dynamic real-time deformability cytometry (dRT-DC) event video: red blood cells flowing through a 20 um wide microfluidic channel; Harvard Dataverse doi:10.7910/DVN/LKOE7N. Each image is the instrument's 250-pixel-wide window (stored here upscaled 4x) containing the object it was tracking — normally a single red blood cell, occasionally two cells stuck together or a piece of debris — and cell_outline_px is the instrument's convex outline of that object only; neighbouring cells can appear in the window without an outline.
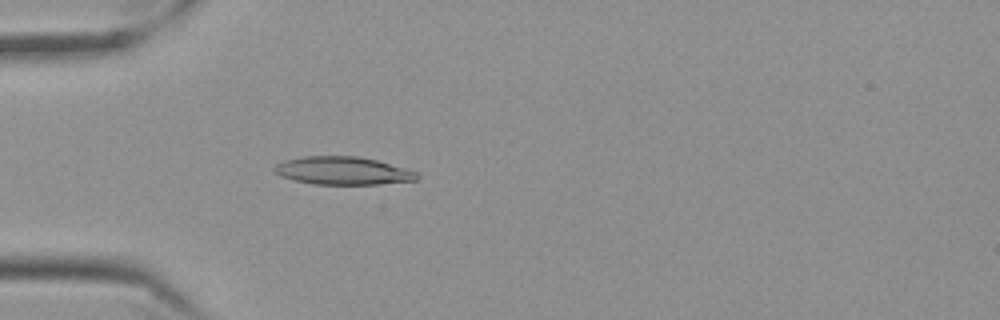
{"species": "Egyptian fruit bat (a non-hibernating species)", "species_latin": "Rousettus aegyptiacus", "temperature_condition": "cold", "stored_images_in_passage": 48, "camera_frame_rate_fps": 3000, "um_per_image_px": 0.085, "frame": {"image": 1, "passage_image": 8, "time_ms": 2.333, "image_size_px": [1000, 320], "cell_outline_px": [[420, 176], [416, 180], [380, 184], [312, 184], [292, 180], [280, 176], [272, 172], [272, 168], [276, 164], [284, 160], [304, 156], [356, 156], [376, 160], [408, 168], [416, 172]], "centroid_in_image_um": [29.1, 14.51], "position_along_channel_um": 55.9, "area_um2": 23.47}}
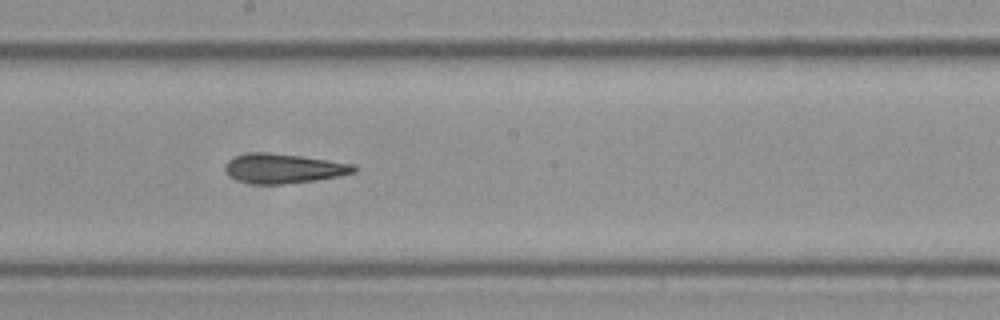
{"frame": {"image": 2, "passage_image": 23, "time_ms": 7.333, "image_size_px": [1000, 320], "cell_outline_px": [[356, 172], [340, 176], [284, 184], [252, 184], [236, 180], [224, 168], [224, 164], [228, 160], [236, 156], [252, 152], [268, 152], [300, 156], [356, 164]], "centroid_in_image_um": [24.1, 14.31], "position_along_channel_um": 224.1, "area_um2": 22.08}}
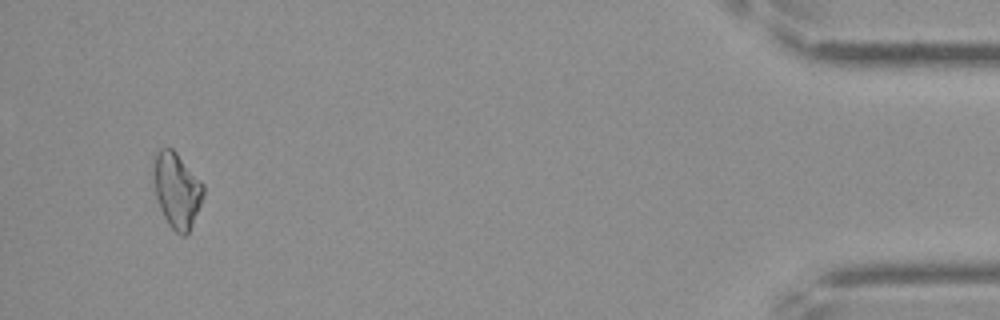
{"frame": {"image": 3, "passage_image": 46, "time_ms": 15.0, "image_size_px": [1000, 320], "cell_outline_px": [[204, 196], [188, 232], [184, 236], [176, 232], [168, 224], [160, 208], [156, 196], [152, 172], [156, 152], [160, 148], [172, 148], [176, 152], [204, 184]], "centroid_in_image_um": [15.02, 16.14], "position_along_channel_um": 420.2, "area_um2": 21.68}}